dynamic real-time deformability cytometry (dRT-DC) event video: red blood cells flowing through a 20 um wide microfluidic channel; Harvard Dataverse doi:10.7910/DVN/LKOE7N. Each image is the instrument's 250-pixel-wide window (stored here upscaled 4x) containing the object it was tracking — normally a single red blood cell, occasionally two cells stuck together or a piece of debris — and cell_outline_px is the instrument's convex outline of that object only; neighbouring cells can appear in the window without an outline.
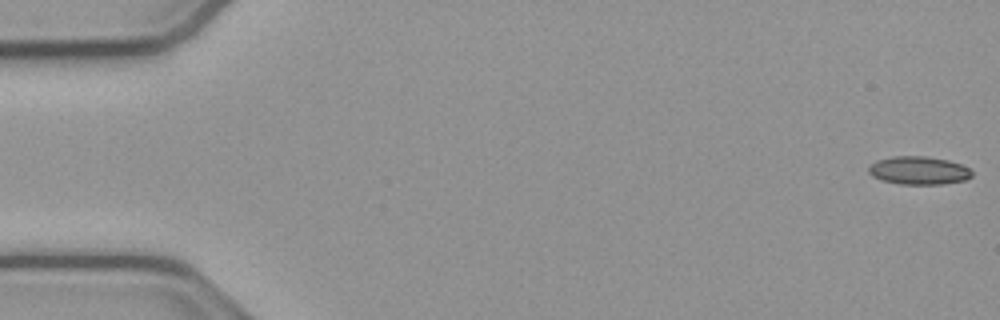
{"species": "common noctule bat (a hibernating species)", "species_latin": "Nyctalus noctula", "temperature_condition": "cold", "stored_images_in_passage": 12, "camera_frame_rate_fps": 3000, "um_per_image_px": 0.085, "animal": {"sex": "male", "body_mass_g": 23.1, "forearm_length_mm": 52.7}, "frame": {"image": 1, "passage_image": 1, "time_ms": 0.0, "image_size_px": [1000, 320], "cell_outline_px": [[972, 176], [964, 180], [944, 184], [900, 184], [880, 180], [872, 176], [868, 172], [868, 168], [876, 160], [892, 156], [924, 156], [948, 160], [960, 164], [968, 168], [972, 172]], "centroid_in_image_um": [78.06, 14.49], "position_along_channel_um": 6.9, "area_um2": 16.94}}